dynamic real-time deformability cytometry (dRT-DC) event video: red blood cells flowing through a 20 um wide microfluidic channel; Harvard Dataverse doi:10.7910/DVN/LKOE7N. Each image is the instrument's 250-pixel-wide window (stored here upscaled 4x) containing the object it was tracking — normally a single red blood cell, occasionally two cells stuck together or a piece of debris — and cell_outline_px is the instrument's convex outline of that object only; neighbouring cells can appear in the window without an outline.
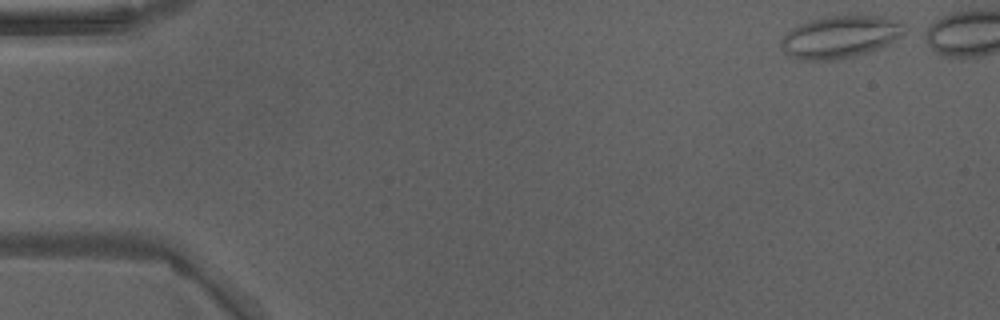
{"species": "Egyptian fruit bat (a non-hibernating species)", "species_latin": "Rousettus aegyptiacus", "temperature_condition": "warm", "stored_images_in_passage": 40, "camera_frame_rate_fps": 3000, "um_per_image_px": 0.085, "animal": {"sex": "male"}, "frame": {"image": 1, "passage_image": 1, "time_ms": 0.0, "image_size_px": [1000, 320], "cell_outline_px": [[904, 32], [884, 48], [836, 60], [800, 60], [788, 56], [780, 44], [780, 40], [792, 28], [800, 24], [812, 20], [832, 16], [876, 16], [896, 20], [904, 24]], "centroid_in_image_um": [71.4, 3.16], "position_along_channel_um": 13.6, "area_um2": 30.11}}
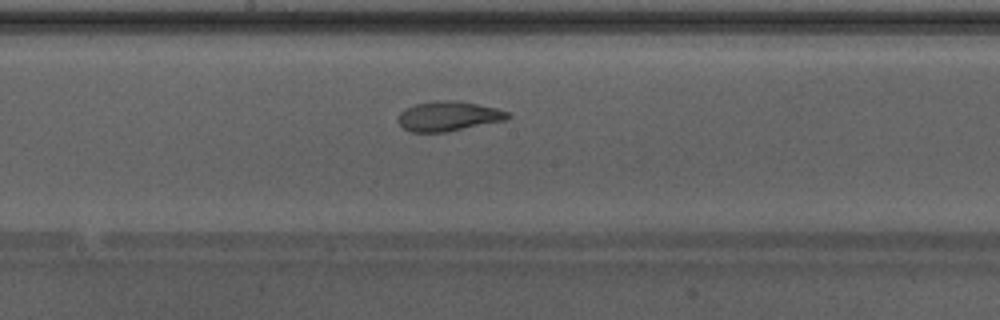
{"frame": {"image": 2, "passage_image": 24, "time_ms": 7.667, "image_size_px": [1000, 320], "cell_outline_px": [[512, 116], [508, 120], [448, 132], [408, 132], [396, 120], [396, 116], [404, 108], [416, 104], [436, 100], [456, 100], [496, 108], [512, 112]], "centroid_in_image_um": [38.13, 9.88], "position_along_channel_um": 210.1, "area_um2": 19.48}}
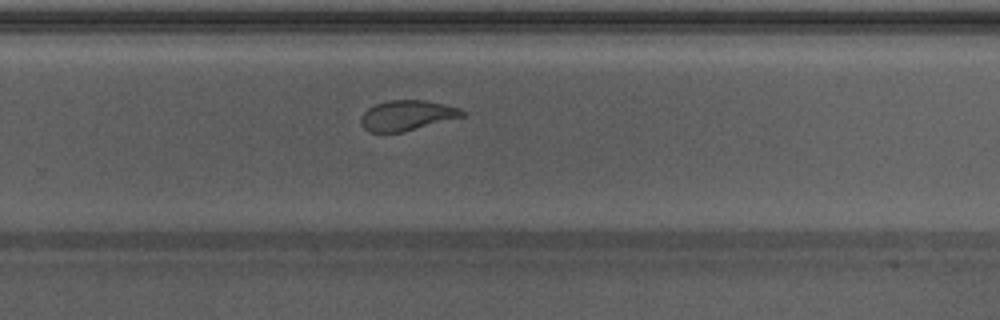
{"frame": {"image": 3, "passage_image": 30, "time_ms": 9.667, "image_size_px": [1000, 320], "cell_outline_px": [[468, 116], [400, 132], [368, 132], [360, 124], [360, 116], [368, 108], [376, 104], [388, 100], [424, 100], [444, 104], [460, 108], [468, 112]], "centroid_in_image_um": [34.63, 9.8], "position_along_channel_um": 295.2, "area_um2": 18.03}}